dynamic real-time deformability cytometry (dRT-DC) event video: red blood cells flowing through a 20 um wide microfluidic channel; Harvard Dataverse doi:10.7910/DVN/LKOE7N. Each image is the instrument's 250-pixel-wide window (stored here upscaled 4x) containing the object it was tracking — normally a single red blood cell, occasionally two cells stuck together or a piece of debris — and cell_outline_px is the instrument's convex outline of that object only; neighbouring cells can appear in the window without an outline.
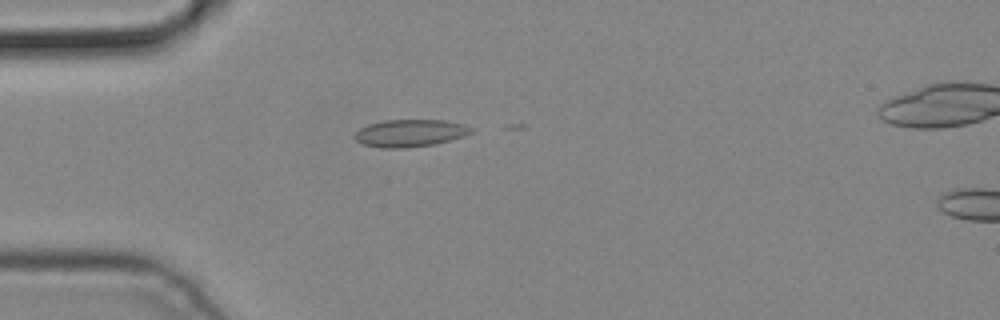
{"species": "common noctule bat (a hibernating species)", "species_latin": "Nyctalus noctula", "temperature_condition": "cold", "stored_images_in_passage": 5, "camera_frame_rate_fps": 3000, "um_per_image_px": 0.085, "animal": {"sex": "male", "body_mass_g": 19.2, "forearm_length_mm": 51.8}, "frame": {"image": 1, "passage_image": 4, "time_ms": 1.0, "image_size_px": [1000, 320], "cell_outline_px": [[472, 132], [464, 136], [436, 144], [408, 148], [380, 148], [364, 144], [356, 140], [352, 136], [360, 128], [368, 124], [384, 120], [444, 120], [464, 124], [472, 128]], "centroid_in_image_um": [34.84, 11.32], "position_along_channel_um": 50.2, "area_um2": 18.67}}